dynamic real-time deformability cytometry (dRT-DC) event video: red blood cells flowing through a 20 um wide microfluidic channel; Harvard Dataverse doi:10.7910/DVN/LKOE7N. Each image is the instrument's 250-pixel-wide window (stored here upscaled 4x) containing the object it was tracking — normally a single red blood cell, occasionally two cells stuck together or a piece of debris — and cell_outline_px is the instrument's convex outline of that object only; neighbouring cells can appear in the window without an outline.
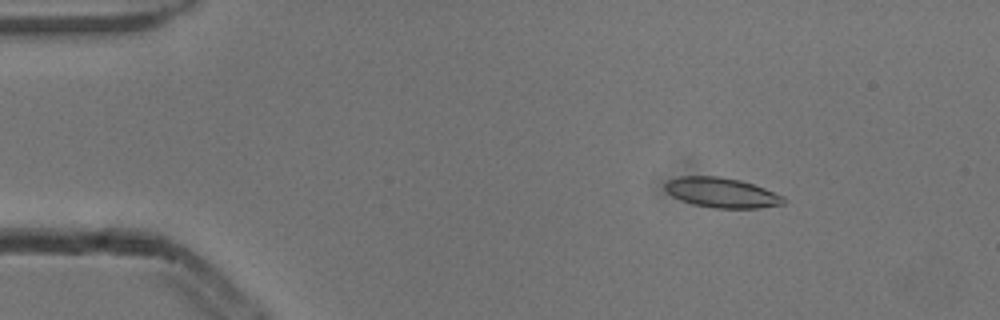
{"species": "common noctule bat (a hibernating species)", "species_latin": "Nyctalus noctula", "temperature_condition": "cold", "stored_images_in_passage": 6, "camera_frame_rate_fps": 3000, "um_per_image_px": 0.085, "animal": {"sex": "male", "body_mass_g": 13.3}, "frame": {"image": 1, "passage_image": 3, "time_ms": 0.667, "image_size_px": [1000, 320], "cell_outline_px": [[784, 204], [760, 208], [712, 208], [692, 204], [680, 200], [672, 196], [664, 188], [664, 184], [668, 180], [680, 176], [720, 176], [740, 180], [764, 188], [784, 196]], "centroid_in_image_um": [61.32, 16.38], "position_along_channel_um": 23.7, "area_um2": 20.75}}
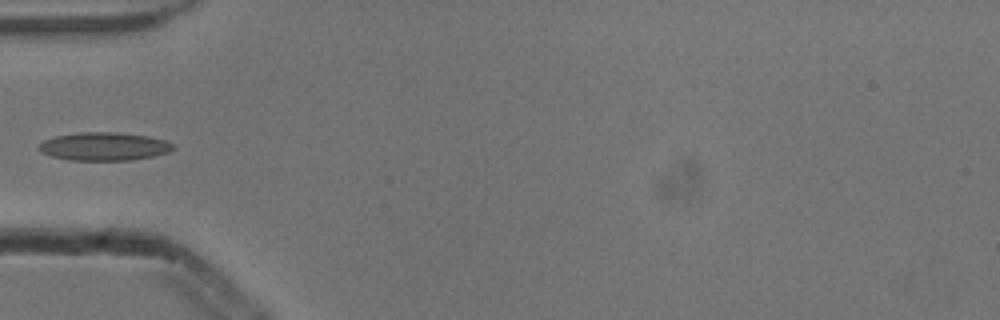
{"frame": {"image": 2, "passage_image": 6, "time_ms": 1.667, "image_size_px": [1000, 320], "cell_outline_px": [[176, 148], [168, 152], [152, 156], [132, 160], [68, 160], [52, 156], [40, 152], [36, 148], [44, 140], [56, 136], [80, 132], [120, 132], [148, 136], [164, 140], [172, 144]], "centroid_in_image_um": [8.83, 12.44], "position_along_channel_um": 76.2, "area_um2": 22.08}}